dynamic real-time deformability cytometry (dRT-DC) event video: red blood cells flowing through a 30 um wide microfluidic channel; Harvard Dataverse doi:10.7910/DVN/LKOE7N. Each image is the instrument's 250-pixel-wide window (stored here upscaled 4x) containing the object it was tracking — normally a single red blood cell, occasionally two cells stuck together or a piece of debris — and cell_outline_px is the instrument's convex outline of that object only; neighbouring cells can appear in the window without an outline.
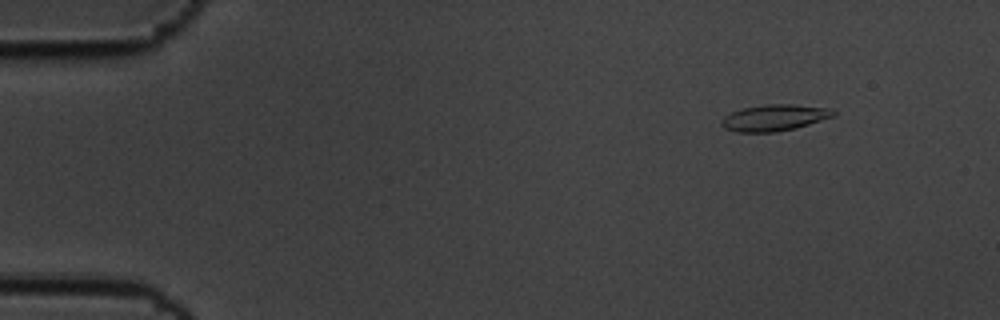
{"species": "common noctule bat (a hibernating species)", "species_latin": "Nyctalus noctula", "temperature_condition": "cold", "stored_images_in_passage": 53, "camera_frame_rate_fps": 3000, "um_per_image_px": 0.085, "animal": {"sex": "male", "body_mass_g": 19.5, "forearm_length_mm": 54.6}, "frame": {"image": 1, "passage_image": 1, "time_ms": 0.0, "image_size_px": [1000, 320], "cell_outline_px": [[836, 112], [832, 116], [796, 128], [776, 132], [736, 132], [724, 128], [720, 124], [720, 120], [724, 116], [732, 112], [744, 108], [764, 104], [792, 104], [832, 108]], "centroid_in_image_um": [65.79, 10.0], "position_along_channel_um": 19.2, "area_um2": 17.17}}
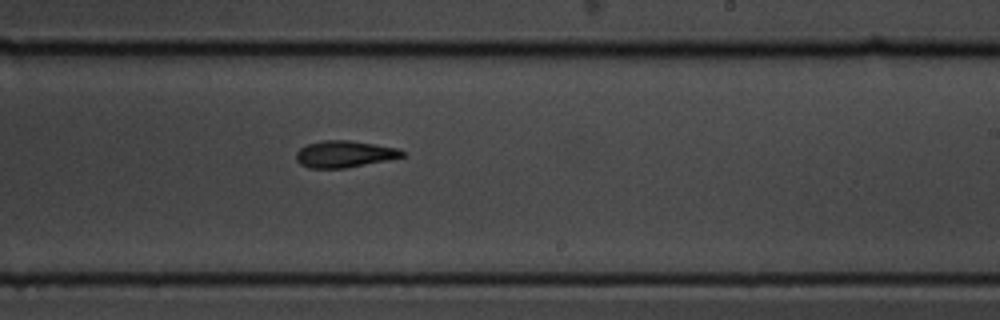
{"frame": {"image": 2, "passage_image": 30, "time_ms": 9.667, "image_size_px": [1000, 320], "cell_outline_px": [[404, 156], [388, 160], [344, 168], [308, 168], [300, 164], [296, 160], [296, 152], [300, 148], [308, 144], [324, 140], [348, 140], [400, 148], [404, 152]], "centroid_in_image_um": [29.27, 13.09], "position_along_channel_um": 259.7, "area_um2": 16.47}}
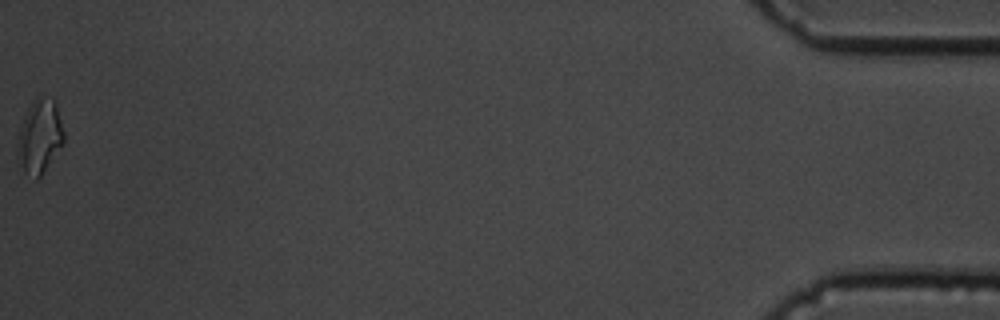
{"frame": {"image": 3, "passage_image": 53, "time_ms": 17.333, "image_size_px": [1000, 320], "cell_outline_px": [[64, 144], [40, 176], [36, 180], [24, 172], [16, 152], [16, 144], [20, 128], [28, 108], [36, 96], [40, 92], [56, 100], [64, 132]], "centroid_in_image_um": [3.39, 11.54], "position_along_channel_um": 431.8, "area_um2": 20.35}, "authors_computed_cell_mechanics": {"area_um2": 16.6464, "velocity_mm_per_s": 3.4607, "shape_relaxation_time_tau1_ms": 6.8341, "shape_relaxation_time_tau2_ms": null, "deformation_change_tau1": 0.1971, "deformation_change_tau2": null}}